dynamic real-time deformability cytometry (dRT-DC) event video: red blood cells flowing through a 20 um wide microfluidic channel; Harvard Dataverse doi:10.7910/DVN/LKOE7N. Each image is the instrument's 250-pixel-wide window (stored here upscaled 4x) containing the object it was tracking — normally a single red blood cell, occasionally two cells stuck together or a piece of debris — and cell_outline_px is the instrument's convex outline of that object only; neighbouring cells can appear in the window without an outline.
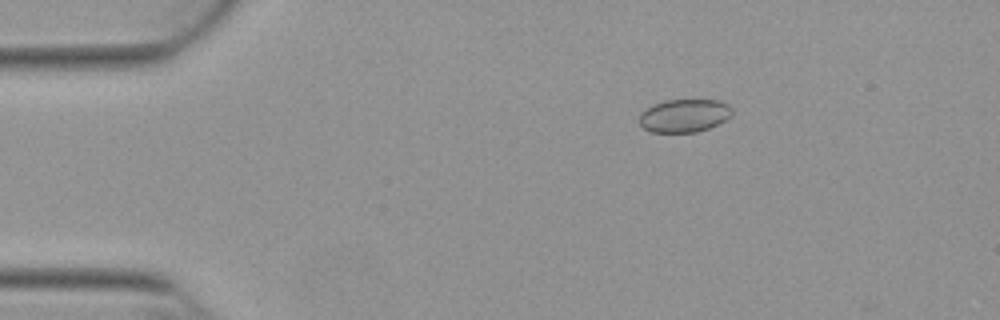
{"species": "Egyptian fruit bat (a non-hibernating species)", "species_latin": "Rousettus aegyptiacus", "temperature_condition": "warm", "stored_images_in_passage": 53, "camera_frame_rate_fps": 3000, "um_per_image_px": 0.085, "animal": {"sex": "female"}, "frame": {"image": 1, "passage_image": 9, "time_ms": 2.667, "image_size_px": [1000, 320], "cell_outline_px": [[732, 116], [708, 128], [696, 132], [652, 132], [644, 128], [640, 124], [640, 112], [652, 104], [664, 100], [720, 100], [728, 104], [732, 108]], "centroid_in_image_um": [58.16, 9.81], "position_along_channel_um": 26.8, "area_um2": 17.92}}
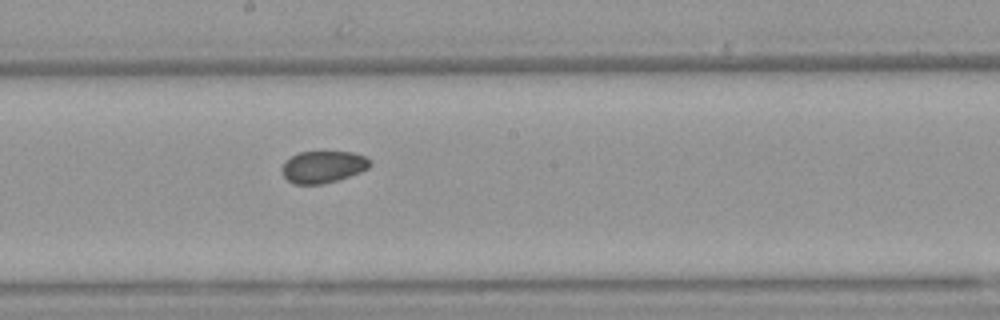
{"frame": {"image": 2, "passage_image": 29, "time_ms": 9.333, "image_size_px": [1000, 320], "cell_outline_px": [[372, 164], [368, 168], [360, 172], [336, 180], [320, 184], [296, 184], [288, 180], [280, 172], [280, 168], [284, 160], [300, 152], [352, 152], [364, 156], [372, 160]], "centroid_in_image_um": [27.44, 14.17], "position_along_channel_um": 220.8, "area_um2": 16.42}}
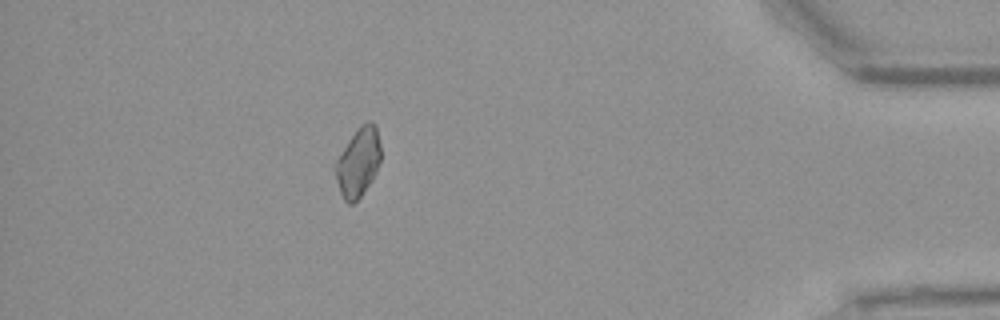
{"frame": {"image": 3, "passage_image": 47, "time_ms": 15.333, "image_size_px": [1000, 320], "cell_outline_px": [[380, 160], [376, 172], [372, 180], [360, 196], [352, 204], [348, 204], [344, 200], [340, 192], [336, 180], [336, 160], [348, 140], [356, 128], [360, 124], [368, 120], [372, 120], [376, 124], [380, 144]], "centroid_in_image_um": [30.46, 13.74], "position_along_channel_um": 404.7, "area_um2": 18.21}, "authors_computed_cell_mechanics": {"area_um2": 17.7446, "velocity_mm_per_s": 3.8709, "shape_relaxation_time_tau1_ms": null, "shape_relaxation_time_tau2_ms": 5.6518, "deformation_change_tau1": null, "deformation_change_tau2": 0.055}}